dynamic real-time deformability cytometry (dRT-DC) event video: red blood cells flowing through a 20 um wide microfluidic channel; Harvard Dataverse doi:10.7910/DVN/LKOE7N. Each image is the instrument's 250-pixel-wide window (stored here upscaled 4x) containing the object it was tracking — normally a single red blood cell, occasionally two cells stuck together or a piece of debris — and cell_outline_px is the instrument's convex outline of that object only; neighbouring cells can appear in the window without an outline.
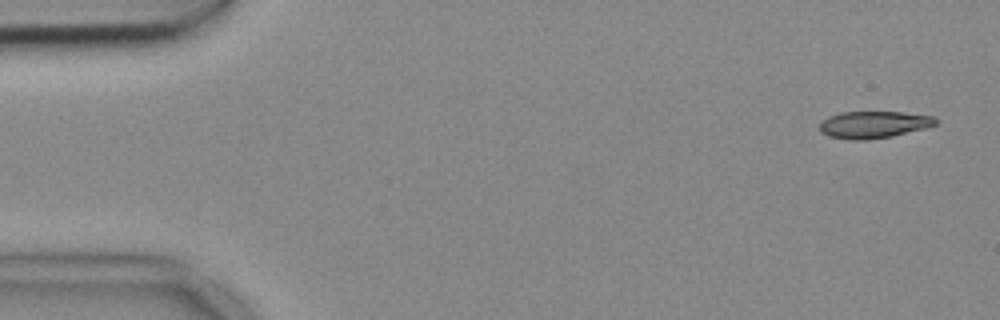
{"species": "common noctule bat (a hibernating species)", "species_latin": "Nyctalus noctula", "temperature_condition": "cold", "stored_images_in_passage": 8, "camera_frame_rate_fps": 3000, "um_per_image_px": 0.085, "animal": {"sex": "female", "body_mass_g": 18.4}, "frame": {"image": 1, "passage_image": 1, "time_ms": 0.0, "image_size_px": [1000, 320], "cell_outline_px": [[940, 120], [936, 124], [924, 128], [892, 136], [864, 140], [852, 140], [832, 136], [820, 132], [820, 120], [828, 116], [840, 112], [904, 112], [936, 116]], "centroid_in_image_um": [74.28, 10.57], "position_along_channel_um": 10.7, "area_um2": 18.32}}
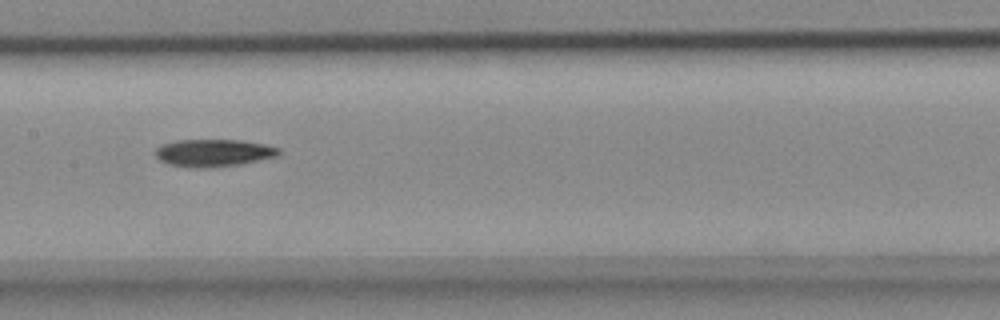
{"frame": {"image": 2, "passage_image": 7, "time_ms": 2.0, "image_size_px": [1000, 320], "cell_outline_px": [[280, 156], [240, 164], [204, 168], [188, 168], [168, 164], [160, 160], [152, 152], [160, 144], [176, 140], [240, 140], [264, 144], [280, 148]], "centroid_in_image_um": [18.12, 12.99], "position_along_channel_um": 189.3, "area_um2": 20.0}}
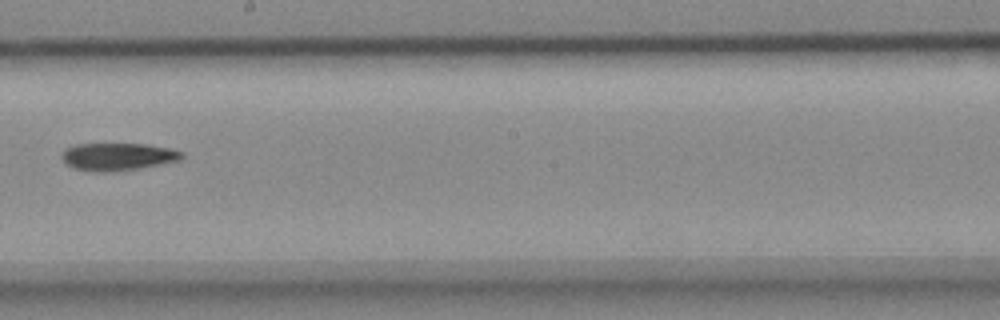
{"frame": {"image": 3, "passage_image": 8, "time_ms": 2.333, "image_size_px": [1000, 320], "cell_outline_px": [[184, 156], [180, 160], [140, 168], [112, 172], [88, 172], [72, 168], [60, 156], [64, 148], [76, 144], [144, 144], [172, 148], [184, 152]], "centroid_in_image_um": [10.0, 13.32], "position_along_channel_um": 238.2, "area_um2": 19.54}}